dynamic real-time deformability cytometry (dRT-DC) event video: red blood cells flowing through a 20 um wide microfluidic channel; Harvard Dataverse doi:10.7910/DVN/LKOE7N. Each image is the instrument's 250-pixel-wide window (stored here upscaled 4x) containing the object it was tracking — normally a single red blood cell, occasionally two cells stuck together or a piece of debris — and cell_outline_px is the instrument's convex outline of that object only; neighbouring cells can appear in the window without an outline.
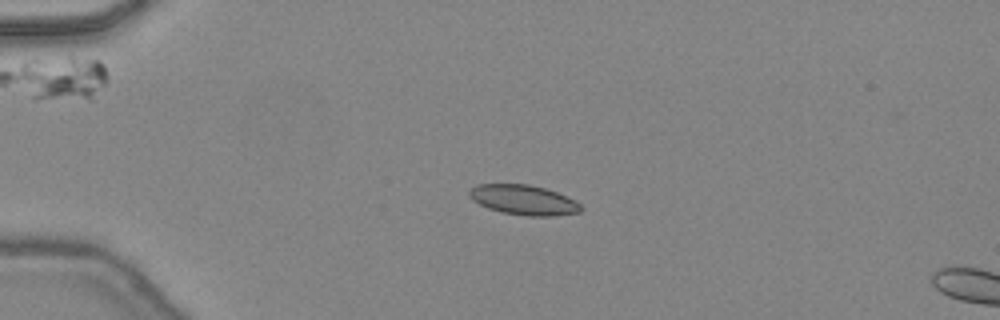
{"species": "common noctule bat (a hibernating species)", "species_latin": "Nyctalus noctula", "temperature_condition": "warm", "stored_images_in_passage": 6, "camera_frame_rate_fps": 3000, "um_per_image_px": 0.085, "animal": {"sex": "female", "body_mass_g": 24.6, "forearm_length_mm": 56.2}, "frame": {"image": 1, "passage_image": 3, "time_ms": 0.667, "image_size_px": [1000, 320], "cell_outline_px": [[584, 208], [580, 212], [552, 216], [528, 216], [500, 212], [488, 208], [472, 200], [468, 196], [468, 192], [472, 188], [480, 184], [528, 184], [544, 188], [556, 192], [576, 200]], "centroid_in_image_um": [44.52, 17.0], "position_along_channel_um": 40.5, "area_um2": 19.48}}